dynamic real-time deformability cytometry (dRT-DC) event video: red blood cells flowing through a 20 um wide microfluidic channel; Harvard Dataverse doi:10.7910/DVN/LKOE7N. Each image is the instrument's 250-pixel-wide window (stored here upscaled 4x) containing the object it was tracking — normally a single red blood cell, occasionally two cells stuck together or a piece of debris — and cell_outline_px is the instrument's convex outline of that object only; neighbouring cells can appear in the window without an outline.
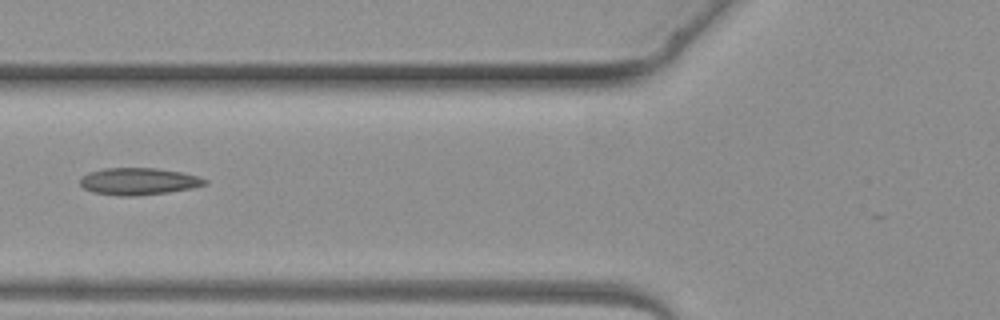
{"species": "common noctule bat (a hibernating species)", "species_latin": "Nyctalus noctula", "temperature_condition": "warm", "stored_images_in_passage": 4, "camera_frame_rate_fps": 3000, "um_per_image_px": 0.085, "animal": {"sex": "female", "body_mass_g": 19.3, "forearm_length_mm": 54.1}, "frame": {"image": 1, "passage_image": 4, "time_ms": 4.333, "image_size_px": [1000, 320], "cell_outline_px": [[208, 184], [192, 188], [168, 192], [136, 196], [120, 196], [92, 192], [84, 188], [80, 184], [80, 180], [88, 172], [104, 168], [156, 168], [180, 172], [196, 176], [208, 180]], "centroid_in_image_um": [11.77, 15.42], "position_along_channel_um": 114.0, "area_um2": 19.59}}